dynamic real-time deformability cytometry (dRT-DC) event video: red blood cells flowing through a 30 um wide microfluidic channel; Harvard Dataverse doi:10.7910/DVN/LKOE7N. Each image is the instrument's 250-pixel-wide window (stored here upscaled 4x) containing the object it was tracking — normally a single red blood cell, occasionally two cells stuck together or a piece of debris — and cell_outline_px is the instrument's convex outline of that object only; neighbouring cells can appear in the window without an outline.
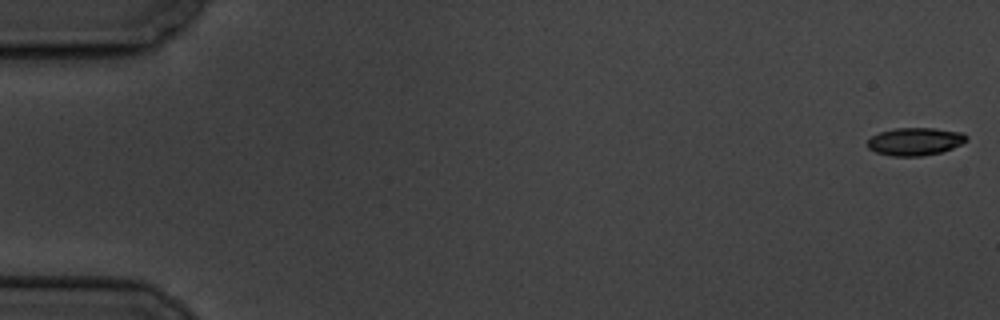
{"species": "common noctule bat (a hibernating species)", "species_latin": "Nyctalus noctula", "temperature_condition": "cold", "stored_images_in_passage": 5, "camera_frame_rate_fps": 3000, "um_per_image_px": 0.085, "animal": {"sex": "male", "body_mass_g": 19.5, "forearm_length_mm": 54.6}, "frame": {"image": 1, "passage_image": 1, "time_ms": 0.0, "image_size_px": [1000, 320], "cell_outline_px": [[968, 140], [952, 148], [940, 152], [920, 156], [892, 156], [876, 152], [868, 148], [868, 140], [872, 136], [880, 132], [896, 128], [932, 128], [964, 132], [968, 136]], "centroid_in_image_um": [77.8, 12.02], "position_along_channel_um": 7.2, "area_um2": 15.95}}
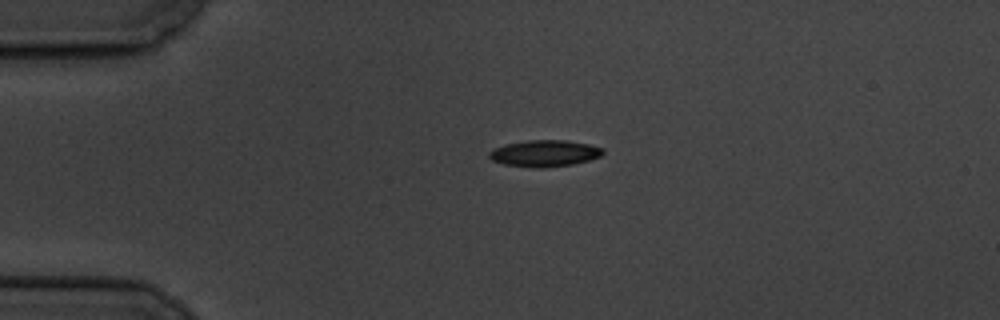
{"frame": {"image": 2, "passage_image": 4, "time_ms": 4.333, "image_size_px": [1000, 320], "cell_outline_px": [[604, 152], [600, 156], [588, 160], [572, 164], [540, 168], [536, 168], [504, 164], [492, 160], [488, 156], [488, 152], [492, 148], [504, 144], [528, 140], [564, 140], [588, 144], [604, 148]], "centroid_in_image_um": [46.25, 13.02], "position_along_channel_um": 38.8, "area_um2": 17.57}}